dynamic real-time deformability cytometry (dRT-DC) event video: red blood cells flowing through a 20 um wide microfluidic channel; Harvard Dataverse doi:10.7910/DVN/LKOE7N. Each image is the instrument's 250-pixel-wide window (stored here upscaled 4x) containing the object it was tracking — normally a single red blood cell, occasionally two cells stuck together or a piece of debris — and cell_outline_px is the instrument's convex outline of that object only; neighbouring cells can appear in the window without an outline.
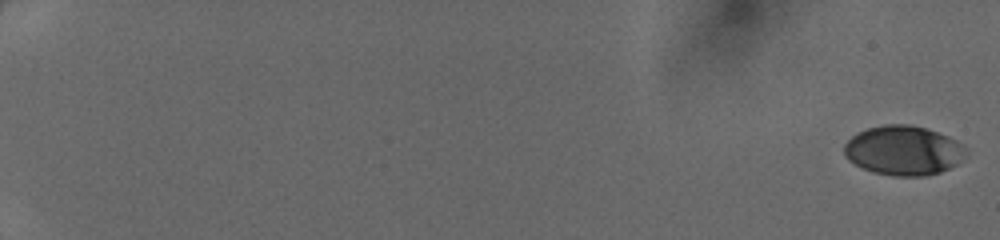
{"species": "human", "species_latin": "Homo sapiens", "temperature_condition": "cold", "stored_images_in_passage": 50, "camera_frame_rate_fps": 3000, "um_per_image_px": 0.085, "donor": {"sex": "female"}, "frame": {"image": 1, "passage_image": 1, "time_ms": 0.0, "image_size_px": [1000, 240], "cell_outline_px": [[968, 152], [956, 164], [940, 172], [928, 176], [892, 176], [872, 172], [848, 160], [844, 152], [844, 144], [856, 132], [868, 128], [884, 124], [908, 124], [924, 128], [948, 136], [956, 140], [968, 148]], "centroid_in_image_um": [76.79, 12.79], "position_along_channel_um": 8.2, "area_um2": 35.2}}
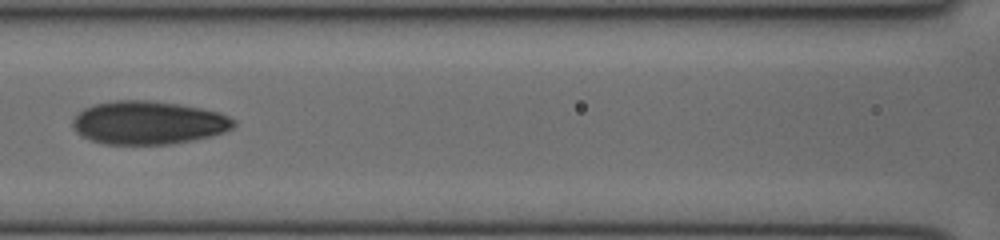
{"frame": {"image": 2, "passage_image": 27, "time_ms": 8.667, "image_size_px": [1000, 240], "cell_outline_px": [[236, 124], [232, 128], [224, 132], [192, 140], [172, 144], [104, 144], [88, 140], [80, 136], [72, 128], [72, 120], [84, 108], [96, 104], [116, 100], [148, 100], [176, 104], [200, 108], [216, 112], [228, 116], [236, 120]], "centroid_in_image_um": [12.57, 10.44], "position_along_channel_um": 154.0, "area_um2": 40.52}}
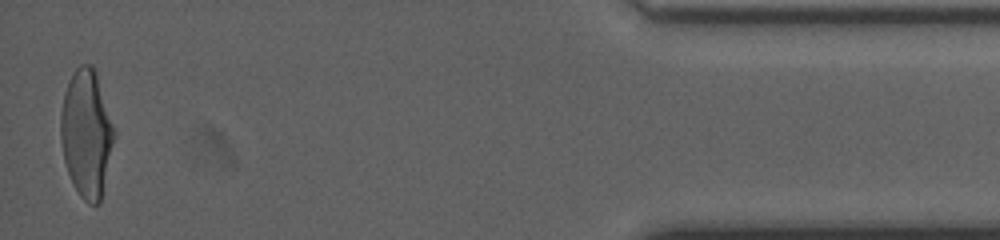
{"frame": {"image": 3, "passage_image": 50, "time_ms": 16.333, "image_size_px": [1000, 240], "cell_outline_px": [[116, 132], [100, 204], [88, 204], [80, 196], [72, 184], [64, 160], [60, 140], [60, 112], [64, 92], [68, 80], [76, 68], [80, 64], [92, 64], [96, 72]], "centroid_in_image_um": [7.34, 11.34], "position_along_channel_um": 427.9, "area_um2": 40.06}}